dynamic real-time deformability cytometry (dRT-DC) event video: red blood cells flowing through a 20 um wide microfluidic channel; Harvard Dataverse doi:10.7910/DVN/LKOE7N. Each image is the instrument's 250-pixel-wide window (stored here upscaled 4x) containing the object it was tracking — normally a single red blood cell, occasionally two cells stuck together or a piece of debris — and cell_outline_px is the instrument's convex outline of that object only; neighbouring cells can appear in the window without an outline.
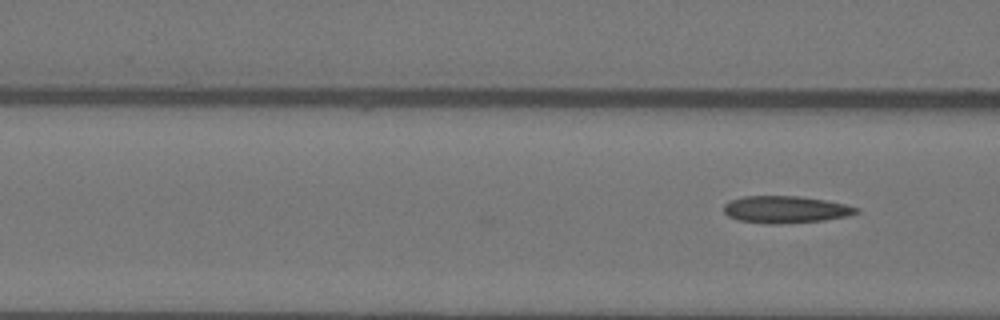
{"species": "Egyptian fruit bat (a non-hibernating species)", "species_latin": "Rousettus aegyptiacus", "temperature_condition": "warm", "stored_images_in_passage": 9, "camera_frame_rate_fps": 3000, "um_per_image_px": 0.085, "animal": {"sex": "female"}, "frame": {"image": 1, "passage_image": 9, "time_ms": 2.667, "image_size_px": [1000, 320], "cell_outline_px": [[860, 212], [848, 216], [824, 220], [780, 224], [772, 224], [740, 220], [728, 216], [724, 212], [724, 204], [732, 200], [744, 196], [800, 196], [848, 204], [860, 208]], "centroid_in_image_um": [66.83, 17.8], "position_along_channel_um": 99.8, "area_um2": 20.92}}